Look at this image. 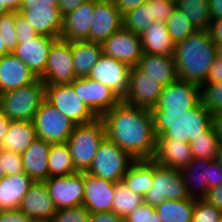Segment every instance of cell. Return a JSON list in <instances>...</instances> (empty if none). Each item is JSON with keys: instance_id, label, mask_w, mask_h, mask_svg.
Here are the masks:
<instances>
[{"instance_id": "obj_1", "label": "cell", "mask_w": 222, "mask_h": 222, "mask_svg": "<svg viewBox=\"0 0 222 222\" xmlns=\"http://www.w3.org/2000/svg\"><path fill=\"white\" fill-rule=\"evenodd\" d=\"M106 137L129 153L135 160L152 159L156 134L151 110L130 106L123 101L100 117Z\"/></svg>"}, {"instance_id": "obj_2", "label": "cell", "mask_w": 222, "mask_h": 222, "mask_svg": "<svg viewBox=\"0 0 222 222\" xmlns=\"http://www.w3.org/2000/svg\"><path fill=\"white\" fill-rule=\"evenodd\" d=\"M216 58V44L208 30H196L175 44L174 60L178 79L202 85Z\"/></svg>"}, {"instance_id": "obj_3", "label": "cell", "mask_w": 222, "mask_h": 222, "mask_svg": "<svg viewBox=\"0 0 222 222\" xmlns=\"http://www.w3.org/2000/svg\"><path fill=\"white\" fill-rule=\"evenodd\" d=\"M156 139L191 143L211 126L212 114L200 101L188 111H151Z\"/></svg>"}, {"instance_id": "obj_4", "label": "cell", "mask_w": 222, "mask_h": 222, "mask_svg": "<svg viewBox=\"0 0 222 222\" xmlns=\"http://www.w3.org/2000/svg\"><path fill=\"white\" fill-rule=\"evenodd\" d=\"M105 138V124L100 117L91 123L75 126L67 144L77 172L89 170Z\"/></svg>"}, {"instance_id": "obj_5", "label": "cell", "mask_w": 222, "mask_h": 222, "mask_svg": "<svg viewBox=\"0 0 222 222\" xmlns=\"http://www.w3.org/2000/svg\"><path fill=\"white\" fill-rule=\"evenodd\" d=\"M45 100V83L34 82L0 94V109L11 121H32L34 114Z\"/></svg>"}, {"instance_id": "obj_6", "label": "cell", "mask_w": 222, "mask_h": 222, "mask_svg": "<svg viewBox=\"0 0 222 222\" xmlns=\"http://www.w3.org/2000/svg\"><path fill=\"white\" fill-rule=\"evenodd\" d=\"M135 159L107 137L102 141L93 163L87 171L91 175L109 180L122 181Z\"/></svg>"}, {"instance_id": "obj_7", "label": "cell", "mask_w": 222, "mask_h": 222, "mask_svg": "<svg viewBox=\"0 0 222 222\" xmlns=\"http://www.w3.org/2000/svg\"><path fill=\"white\" fill-rule=\"evenodd\" d=\"M143 198L144 203L156 207L164 200H182L190 197L180 170L153 161L152 185Z\"/></svg>"}, {"instance_id": "obj_8", "label": "cell", "mask_w": 222, "mask_h": 222, "mask_svg": "<svg viewBox=\"0 0 222 222\" xmlns=\"http://www.w3.org/2000/svg\"><path fill=\"white\" fill-rule=\"evenodd\" d=\"M45 100L76 125L88 124L98 118L76 95L71 83L45 85Z\"/></svg>"}, {"instance_id": "obj_9", "label": "cell", "mask_w": 222, "mask_h": 222, "mask_svg": "<svg viewBox=\"0 0 222 222\" xmlns=\"http://www.w3.org/2000/svg\"><path fill=\"white\" fill-rule=\"evenodd\" d=\"M36 136L50 144L66 143L76 124L46 100L33 117Z\"/></svg>"}, {"instance_id": "obj_10", "label": "cell", "mask_w": 222, "mask_h": 222, "mask_svg": "<svg viewBox=\"0 0 222 222\" xmlns=\"http://www.w3.org/2000/svg\"><path fill=\"white\" fill-rule=\"evenodd\" d=\"M180 171L185 182L187 194L193 199H204L209 189L222 183V165L216 159H194ZM196 193L198 196H196Z\"/></svg>"}, {"instance_id": "obj_11", "label": "cell", "mask_w": 222, "mask_h": 222, "mask_svg": "<svg viewBox=\"0 0 222 222\" xmlns=\"http://www.w3.org/2000/svg\"><path fill=\"white\" fill-rule=\"evenodd\" d=\"M75 78L71 42L56 39L49 50L47 65L40 79L45 85L71 83Z\"/></svg>"}, {"instance_id": "obj_12", "label": "cell", "mask_w": 222, "mask_h": 222, "mask_svg": "<svg viewBox=\"0 0 222 222\" xmlns=\"http://www.w3.org/2000/svg\"><path fill=\"white\" fill-rule=\"evenodd\" d=\"M71 84L77 96L98 116L118 105L122 99L108 86L89 77L75 78Z\"/></svg>"}, {"instance_id": "obj_13", "label": "cell", "mask_w": 222, "mask_h": 222, "mask_svg": "<svg viewBox=\"0 0 222 222\" xmlns=\"http://www.w3.org/2000/svg\"><path fill=\"white\" fill-rule=\"evenodd\" d=\"M163 85L137 66L129 72V88L122 101L130 106L152 110L159 102Z\"/></svg>"}, {"instance_id": "obj_14", "label": "cell", "mask_w": 222, "mask_h": 222, "mask_svg": "<svg viewBox=\"0 0 222 222\" xmlns=\"http://www.w3.org/2000/svg\"><path fill=\"white\" fill-rule=\"evenodd\" d=\"M200 101V85L177 79L163 86L159 102L151 111H188Z\"/></svg>"}, {"instance_id": "obj_15", "label": "cell", "mask_w": 222, "mask_h": 222, "mask_svg": "<svg viewBox=\"0 0 222 222\" xmlns=\"http://www.w3.org/2000/svg\"><path fill=\"white\" fill-rule=\"evenodd\" d=\"M56 209L80 206L84 198V172L45 180Z\"/></svg>"}, {"instance_id": "obj_16", "label": "cell", "mask_w": 222, "mask_h": 222, "mask_svg": "<svg viewBox=\"0 0 222 222\" xmlns=\"http://www.w3.org/2000/svg\"><path fill=\"white\" fill-rule=\"evenodd\" d=\"M103 55L113 57L130 67L137 66L143 55L140 35L122 27L101 43Z\"/></svg>"}, {"instance_id": "obj_17", "label": "cell", "mask_w": 222, "mask_h": 222, "mask_svg": "<svg viewBox=\"0 0 222 222\" xmlns=\"http://www.w3.org/2000/svg\"><path fill=\"white\" fill-rule=\"evenodd\" d=\"M130 68L126 63L102 54L88 77L108 86L123 99L129 88Z\"/></svg>"}, {"instance_id": "obj_18", "label": "cell", "mask_w": 222, "mask_h": 222, "mask_svg": "<svg viewBox=\"0 0 222 222\" xmlns=\"http://www.w3.org/2000/svg\"><path fill=\"white\" fill-rule=\"evenodd\" d=\"M123 27V15L112 0H95L89 41L102 43Z\"/></svg>"}, {"instance_id": "obj_19", "label": "cell", "mask_w": 222, "mask_h": 222, "mask_svg": "<svg viewBox=\"0 0 222 222\" xmlns=\"http://www.w3.org/2000/svg\"><path fill=\"white\" fill-rule=\"evenodd\" d=\"M19 209L34 222H51L57 209L45 181H34L24 195Z\"/></svg>"}, {"instance_id": "obj_20", "label": "cell", "mask_w": 222, "mask_h": 222, "mask_svg": "<svg viewBox=\"0 0 222 222\" xmlns=\"http://www.w3.org/2000/svg\"><path fill=\"white\" fill-rule=\"evenodd\" d=\"M115 183L84 172L82 205L90 213L112 212Z\"/></svg>"}, {"instance_id": "obj_21", "label": "cell", "mask_w": 222, "mask_h": 222, "mask_svg": "<svg viewBox=\"0 0 222 222\" xmlns=\"http://www.w3.org/2000/svg\"><path fill=\"white\" fill-rule=\"evenodd\" d=\"M56 39L38 35L17 44L12 53L20 58L37 78H40L45 72L50 47Z\"/></svg>"}, {"instance_id": "obj_22", "label": "cell", "mask_w": 222, "mask_h": 222, "mask_svg": "<svg viewBox=\"0 0 222 222\" xmlns=\"http://www.w3.org/2000/svg\"><path fill=\"white\" fill-rule=\"evenodd\" d=\"M94 9L95 0H88L64 15L60 38L69 42L89 41Z\"/></svg>"}, {"instance_id": "obj_23", "label": "cell", "mask_w": 222, "mask_h": 222, "mask_svg": "<svg viewBox=\"0 0 222 222\" xmlns=\"http://www.w3.org/2000/svg\"><path fill=\"white\" fill-rule=\"evenodd\" d=\"M36 79L29 67L13 53L0 58V94L28 85Z\"/></svg>"}, {"instance_id": "obj_24", "label": "cell", "mask_w": 222, "mask_h": 222, "mask_svg": "<svg viewBox=\"0 0 222 222\" xmlns=\"http://www.w3.org/2000/svg\"><path fill=\"white\" fill-rule=\"evenodd\" d=\"M152 160L160 165L181 170L193 160L189 143L175 139H156L155 152Z\"/></svg>"}, {"instance_id": "obj_25", "label": "cell", "mask_w": 222, "mask_h": 222, "mask_svg": "<svg viewBox=\"0 0 222 222\" xmlns=\"http://www.w3.org/2000/svg\"><path fill=\"white\" fill-rule=\"evenodd\" d=\"M25 20L32 25L38 35L60 38L63 28V16L59 8L31 7L19 9Z\"/></svg>"}, {"instance_id": "obj_26", "label": "cell", "mask_w": 222, "mask_h": 222, "mask_svg": "<svg viewBox=\"0 0 222 222\" xmlns=\"http://www.w3.org/2000/svg\"><path fill=\"white\" fill-rule=\"evenodd\" d=\"M50 146V143L37 137L31 145L20 154L23 171L34 181H45L48 179Z\"/></svg>"}, {"instance_id": "obj_27", "label": "cell", "mask_w": 222, "mask_h": 222, "mask_svg": "<svg viewBox=\"0 0 222 222\" xmlns=\"http://www.w3.org/2000/svg\"><path fill=\"white\" fill-rule=\"evenodd\" d=\"M34 180L25 172L5 175L0 179V211L19 209L24 195Z\"/></svg>"}, {"instance_id": "obj_28", "label": "cell", "mask_w": 222, "mask_h": 222, "mask_svg": "<svg viewBox=\"0 0 222 222\" xmlns=\"http://www.w3.org/2000/svg\"><path fill=\"white\" fill-rule=\"evenodd\" d=\"M140 39L144 53L174 56L175 43L168 33L165 22L155 20L140 34Z\"/></svg>"}, {"instance_id": "obj_29", "label": "cell", "mask_w": 222, "mask_h": 222, "mask_svg": "<svg viewBox=\"0 0 222 222\" xmlns=\"http://www.w3.org/2000/svg\"><path fill=\"white\" fill-rule=\"evenodd\" d=\"M137 67L147 76L156 79L163 86L178 79L174 56H161L143 53Z\"/></svg>"}, {"instance_id": "obj_30", "label": "cell", "mask_w": 222, "mask_h": 222, "mask_svg": "<svg viewBox=\"0 0 222 222\" xmlns=\"http://www.w3.org/2000/svg\"><path fill=\"white\" fill-rule=\"evenodd\" d=\"M74 73L77 78L88 77L96 62L100 59L102 45L90 41L71 42Z\"/></svg>"}, {"instance_id": "obj_31", "label": "cell", "mask_w": 222, "mask_h": 222, "mask_svg": "<svg viewBox=\"0 0 222 222\" xmlns=\"http://www.w3.org/2000/svg\"><path fill=\"white\" fill-rule=\"evenodd\" d=\"M37 138L32 121H11L0 149L23 153Z\"/></svg>"}, {"instance_id": "obj_32", "label": "cell", "mask_w": 222, "mask_h": 222, "mask_svg": "<svg viewBox=\"0 0 222 222\" xmlns=\"http://www.w3.org/2000/svg\"><path fill=\"white\" fill-rule=\"evenodd\" d=\"M152 180V159L135 160L122 179L130 190L142 196H144L151 188Z\"/></svg>"}, {"instance_id": "obj_33", "label": "cell", "mask_w": 222, "mask_h": 222, "mask_svg": "<svg viewBox=\"0 0 222 222\" xmlns=\"http://www.w3.org/2000/svg\"><path fill=\"white\" fill-rule=\"evenodd\" d=\"M195 199L164 200L155 207L162 222H192Z\"/></svg>"}, {"instance_id": "obj_34", "label": "cell", "mask_w": 222, "mask_h": 222, "mask_svg": "<svg viewBox=\"0 0 222 222\" xmlns=\"http://www.w3.org/2000/svg\"><path fill=\"white\" fill-rule=\"evenodd\" d=\"M77 173L72 162L68 144H51L48 156V178L68 176Z\"/></svg>"}, {"instance_id": "obj_35", "label": "cell", "mask_w": 222, "mask_h": 222, "mask_svg": "<svg viewBox=\"0 0 222 222\" xmlns=\"http://www.w3.org/2000/svg\"><path fill=\"white\" fill-rule=\"evenodd\" d=\"M143 203V196L130 190L123 181L115 183L112 212L117 216L125 218Z\"/></svg>"}, {"instance_id": "obj_36", "label": "cell", "mask_w": 222, "mask_h": 222, "mask_svg": "<svg viewBox=\"0 0 222 222\" xmlns=\"http://www.w3.org/2000/svg\"><path fill=\"white\" fill-rule=\"evenodd\" d=\"M197 30H207L211 22L208 0H180L176 5Z\"/></svg>"}, {"instance_id": "obj_37", "label": "cell", "mask_w": 222, "mask_h": 222, "mask_svg": "<svg viewBox=\"0 0 222 222\" xmlns=\"http://www.w3.org/2000/svg\"><path fill=\"white\" fill-rule=\"evenodd\" d=\"M155 21L152 18L151 4L148 2L128 11L123 15V27L136 34H141Z\"/></svg>"}, {"instance_id": "obj_38", "label": "cell", "mask_w": 222, "mask_h": 222, "mask_svg": "<svg viewBox=\"0 0 222 222\" xmlns=\"http://www.w3.org/2000/svg\"><path fill=\"white\" fill-rule=\"evenodd\" d=\"M219 142L210 126L202 136L190 143L194 159L214 160L217 156Z\"/></svg>"}, {"instance_id": "obj_39", "label": "cell", "mask_w": 222, "mask_h": 222, "mask_svg": "<svg viewBox=\"0 0 222 222\" xmlns=\"http://www.w3.org/2000/svg\"><path fill=\"white\" fill-rule=\"evenodd\" d=\"M168 33L175 44L186 39L191 33L197 29L186 14L177 7L173 10L170 17L165 22Z\"/></svg>"}, {"instance_id": "obj_40", "label": "cell", "mask_w": 222, "mask_h": 222, "mask_svg": "<svg viewBox=\"0 0 222 222\" xmlns=\"http://www.w3.org/2000/svg\"><path fill=\"white\" fill-rule=\"evenodd\" d=\"M200 95L202 104L211 114L222 111V82L203 83Z\"/></svg>"}, {"instance_id": "obj_41", "label": "cell", "mask_w": 222, "mask_h": 222, "mask_svg": "<svg viewBox=\"0 0 222 222\" xmlns=\"http://www.w3.org/2000/svg\"><path fill=\"white\" fill-rule=\"evenodd\" d=\"M0 33L3 36L6 50L12 53L17 45L15 11H9L0 16Z\"/></svg>"}, {"instance_id": "obj_42", "label": "cell", "mask_w": 222, "mask_h": 222, "mask_svg": "<svg viewBox=\"0 0 222 222\" xmlns=\"http://www.w3.org/2000/svg\"><path fill=\"white\" fill-rule=\"evenodd\" d=\"M222 211L204 199H195L192 222H218Z\"/></svg>"}, {"instance_id": "obj_43", "label": "cell", "mask_w": 222, "mask_h": 222, "mask_svg": "<svg viewBox=\"0 0 222 222\" xmlns=\"http://www.w3.org/2000/svg\"><path fill=\"white\" fill-rule=\"evenodd\" d=\"M90 212L83 206L58 209L51 222H90Z\"/></svg>"}, {"instance_id": "obj_44", "label": "cell", "mask_w": 222, "mask_h": 222, "mask_svg": "<svg viewBox=\"0 0 222 222\" xmlns=\"http://www.w3.org/2000/svg\"><path fill=\"white\" fill-rule=\"evenodd\" d=\"M0 160H2L5 175H14L24 172L21 155L5 149H0Z\"/></svg>"}, {"instance_id": "obj_45", "label": "cell", "mask_w": 222, "mask_h": 222, "mask_svg": "<svg viewBox=\"0 0 222 222\" xmlns=\"http://www.w3.org/2000/svg\"><path fill=\"white\" fill-rule=\"evenodd\" d=\"M125 222H162L155 207L143 203L125 217Z\"/></svg>"}, {"instance_id": "obj_46", "label": "cell", "mask_w": 222, "mask_h": 222, "mask_svg": "<svg viewBox=\"0 0 222 222\" xmlns=\"http://www.w3.org/2000/svg\"><path fill=\"white\" fill-rule=\"evenodd\" d=\"M147 2L151 4L152 18L162 22H166L176 8L174 3L167 0H148Z\"/></svg>"}, {"instance_id": "obj_47", "label": "cell", "mask_w": 222, "mask_h": 222, "mask_svg": "<svg viewBox=\"0 0 222 222\" xmlns=\"http://www.w3.org/2000/svg\"><path fill=\"white\" fill-rule=\"evenodd\" d=\"M15 28L17 34V44L23 43L24 40L33 39L38 36L36 30L27 20L17 11L15 12Z\"/></svg>"}, {"instance_id": "obj_48", "label": "cell", "mask_w": 222, "mask_h": 222, "mask_svg": "<svg viewBox=\"0 0 222 222\" xmlns=\"http://www.w3.org/2000/svg\"><path fill=\"white\" fill-rule=\"evenodd\" d=\"M0 222H34L20 209L0 211Z\"/></svg>"}, {"instance_id": "obj_49", "label": "cell", "mask_w": 222, "mask_h": 222, "mask_svg": "<svg viewBox=\"0 0 222 222\" xmlns=\"http://www.w3.org/2000/svg\"><path fill=\"white\" fill-rule=\"evenodd\" d=\"M222 82V59L216 57L211 66L205 83H220Z\"/></svg>"}, {"instance_id": "obj_50", "label": "cell", "mask_w": 222, "mask_h": 222, "mask_svg": "<svg viewBox=\"0 0 222 222\" xmlns=\"http://www.w3.org/2000/svg\"><path fill=\"white\" fill-rule=\"evenodd\" d=\"M204 200L222 211V183L209 189Z\"/></svg>"}, {"instance_id": "obj_51", "label": "cell", "mask_w": 222, "mask_h": 222, "mask_svg": "<svg viewBox=\"0 0 222 222\" xmlns=\"http://www.w3.org/2000/svg\"><path fill=\"white\" fill-rule=\"evenodd\" d=\"M116 9L122 14L135 9L136 7L146 3L148 0H112Z\"/></svg>"}, {"instance_id": "obj_52", "label": "cell", "mask_w": 222, "mask_h": 222, "mask_svg": "<svg viewBox=\"0 0 222 222\" xmlns=\"http://www.w3.org/2000/svg\"><path fill=\"white\" fill-rule=\"evenodd\" d=\"M207 30L211 40L215 44H222V18L218 20H211Z\"/></svg>"}, {"instance_id": "obj_53", "label": "cell", "mask_w": 222, "mask_h": 222, "mask_svg": "<svg viewBox=\"0 0 222 222\" xmlns=\"http://www.w3.org/2000/svg\"><path fill=\"white\" fill-rule=\"evenodd\" d=\"M90 222H125V218L113 212H99L90 214Z\"/></svg>"}, {"instance_id": "obj_54", "label": "cell", "mask_w": 222, "mask_h": 222, "mask_svg": "<svg viewBox=\"0 0 222 222\" xmlns=\"http://www.w3.org/2000/svg\"><path fill=\"white\" fill-rule=\"evenodd\" d=\"M31 7L58 8V0H22L20 9H31Z\"/></svg>"}, {"instance_id": "obj_55", "label": "cell", "mask_w": 222, "mask_h": 222, "mask_svg": "<svg viewBox=\"0 0 222 222\" xmlns=\"http://www.w3.org/2000/svg\"><path fill=\"white\" fill-rule=\"evenodd\" d=\"M211 127L218 139L219 144H222V111L212 114Z\"/></svg>"}, {"instance_id": "obj_56", "label": "cell", "mask_w": 222, "mask_h": 222, "mask_svg": "<svg viewBox=\"0 0 222 222\" xmlns=\"http://www.w3.org/2000/svg\"><path fill=\"white\" fill-rule=\"evenodd\" d=\"M88 0H58V8L62 16Z\"/></svg>"}, {"instance_id": "obj_57", "label": "cell", "mask_w": 222, "mask_h": 222, "mask_svg": "<svg viewBox=\"0 0 222 222\" xmlns=\"http://www.w3.org/2000/svg\"><path fill=\"white\" fill-rule=\"evenodd\" d=\"M210 7L211 20L222 18V0H208Z\"/></svg>"}, {"instance_id": "obj_58", "label": "cell", "mask_w": 222, "mask_h": 222, "mask_svg": "<svg viewBox=\"0 0 222 222\" xmlns=\"http://www.w3.org/2000/svg\"><path fill=\"white\" fill-rule=\"evenodd\" d=\"M10 123L11 120L7 118L0 109V145L2 143L3 137L8 132Z\"/></svg>"}, {"instance_id": "obj_59", "label": "cell", "mask_w": 222, "mask_h": 222, "mask_svg": "<svg viewBox=\"0 0 222 222\" xmlns=\"http://www.w3.org/2000/svg\"><path fill=\"white\" fill-rule=\"evenodd\" d=\"M9 11H19L22 0H0Z\"/></svg>"}, {"instance_id": "obj_60", "label": "cell", "mask_w": 222, "mask_h": 222, "mask_svg": "<svg viewBox=\"0 0 222 222\" xmlns=\"http://www.w3.org/2000/svg\"><path fill=\"white\" fill-rule=\"evenodd\" d=\"M6 54H9V52L6 50V45L3 40V36L0 33V58Z\"/></svg>"}, {"instance_id": "obj_61", "label": "cell", "mask_w": 222, "mask_h": 222, "mask_svg": "<svg viewBox=\"0 0 222 222\" xmlns=\"http://www.w3.org/2000/svg\"><path fill=\"white\" fill-rule=\"evenodd\" d=\"M216 160L222 165V144H219Z\"/></svg>"}, {"instance_id": "obj_62", "label": "cell", "mask_w": 222, "mask_h": 222, "mask_svg": "<svg viewBox=\"0 0 222 222\" xmlns=\"http://www.w3.org/2000/svg\"><path fill=\"white\" fill-rule=\"evenodd\" d=\"M216 57L222 59V44H216Z\"/></svg>"}, {"instance_id": "obj_63", "label": "cell", "mask_w": 222, "mask_h": 222, "mask_svg": "<svg viewBox=\"0 0 222 222\" xmlns=\"http://www.w3.org/2000/svg\"><path fill=\"white\" fill-rule=\"evenodd\" d=\"M9 12V10L0 1V16Z\"/></svg>"}, {"instance_id": "obj_64", "label": "cell", "mask_w": 222, "mask_h": 222, "mask_svg": "<svg viewBox=\"0 0 222 222\" xmlns=\"http://www.w3.org/2000/svg\"><path fill=\"white\" fill-rule=\"evenodd\" d=\"M5 176V172L3 170L2 160H0V179Z\"/></svg>"}, {"instance_id": "obj_65", "label": "cell", "mask_w": 222, "mask_h": 222, "mask_svg": "<svg viewBox=\"0 0 222 222\" xmlns=\"http://www.w3.org/2000/svg\"><path fill=\"white\" fill-rule=\"evenodd\" d=\"M167 1L172 2V3H174L175 5H177L180 0H167Z\"/></svg>"}]
</instances>
